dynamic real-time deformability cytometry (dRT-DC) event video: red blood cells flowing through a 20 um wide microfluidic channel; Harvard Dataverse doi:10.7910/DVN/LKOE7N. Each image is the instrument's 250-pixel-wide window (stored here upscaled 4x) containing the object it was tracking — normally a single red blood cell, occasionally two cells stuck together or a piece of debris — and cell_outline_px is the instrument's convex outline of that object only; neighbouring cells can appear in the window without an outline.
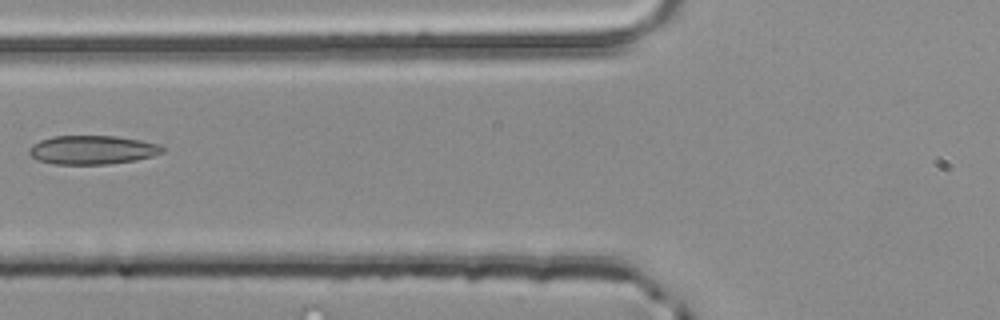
{"species": "common noctule bat (a hibernating species)", "species_latin": "Nyctalus noctula", "temperature_condition": "room temperature", "stored_images_in_passage": 2, "camera_frame_rate_fps": 3000, "um_per_image_px": 0.085, "animal": {"sex": "male", "body_mass_g": 20.4}, "frame": {"image": 1, "passage_image": 2, "time_ms": 0.333, "image_size_px": [1000, 320], "cell_outline_px": [[164, 152], [152, 156], [136, 160], [108, 164], [52, 164], [40, 160], [32, 156], [28, 152], [28, 148], [32, 144], [40, 140], [52, 136], [116, 136], [140, 140], [160, 144], [164, 148]], "centroid_in_image_um": [7.85, 12.73], "position_along_channel_um": 117.9, "area_um2": 22.43}}